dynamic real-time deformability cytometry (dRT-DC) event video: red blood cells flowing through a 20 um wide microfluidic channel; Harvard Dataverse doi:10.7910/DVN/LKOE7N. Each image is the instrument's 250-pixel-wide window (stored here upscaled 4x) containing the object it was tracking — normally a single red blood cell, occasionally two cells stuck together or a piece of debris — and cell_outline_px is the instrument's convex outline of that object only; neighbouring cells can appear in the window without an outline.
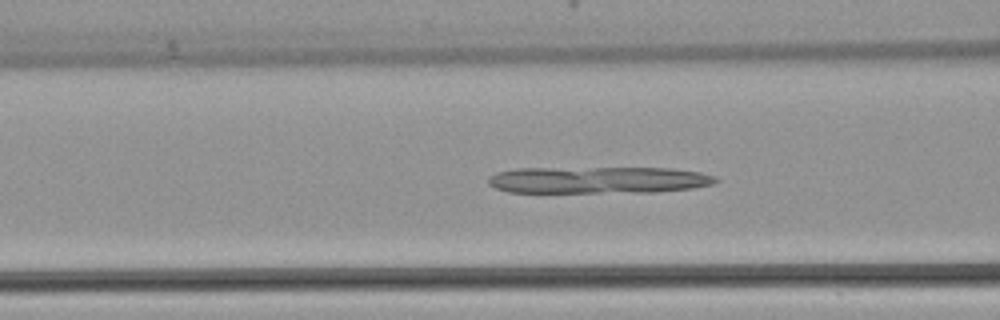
{"species": "common noctule bat (a hibernating species)", "species_latin": "Nyctalus noctula", "temperature_condition": "warm", "stored_images_in_passage": 44, "camera_frame_rate_fps": 3000, "um_per_image_px": 0.085, "animal": {"sex": "female", "body_mass_g": 22.7, "forearm_length_mm": 54.2}, "frame": {"image": 1, "passage_image": 16, "time_ms": 5.0, "image_size_px": [1000, 320], "cell_outline_px": [[720, 180], [712, 184], [692, 188], [656, 192], [508, 192], [496, 188], [488, 184], [488, 180], [496, 172], [516, 168], [668, 168], [700, 172], [716, 176]], "centroid_in_image_um": [50.87, 15.29], "position_along_channel_um": 115.7, "area_um2": 35.55}}
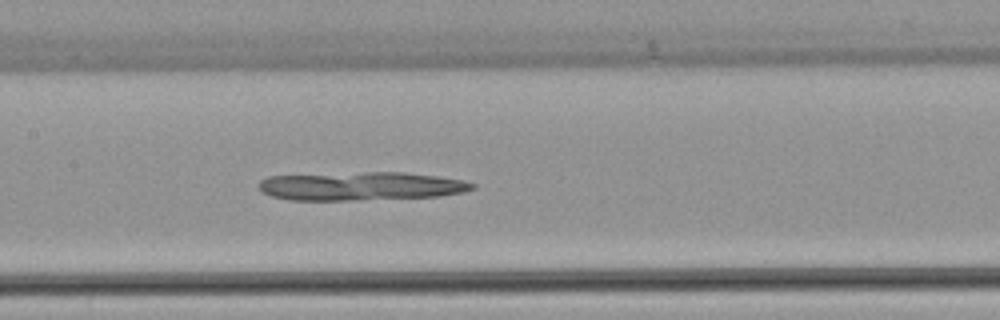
{"frame": {"image": 2, "passage_image": 20, "time_ms": 6.333, "image_size_px": [1000, 320], "cell_outline_px": [[476, 188], [464, 192], [440, 196], [352, 200], [288, 200], [272, 196], [260, 192], [256, 184], [260, 180], [268, 176], [368, 172], [404, 172], [436, 176], [464, 180], [476, 184]], "centroid_in_image_um": [30.66, 15.82], "position_along_channel_um": 176.7, "area_um2": 35.6}}
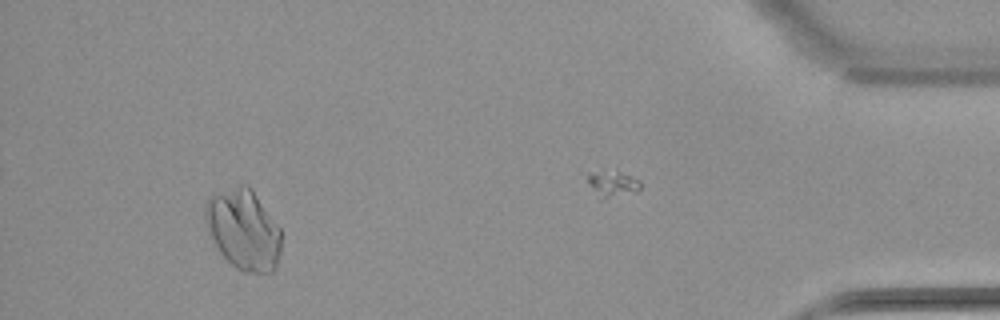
{"frame": {"image": 3, "passage_image": 40, "time_ms": 13.0, "image_size_px": [1000, 320], "cell_outline_px": [[280, 252], [276, 268], [272, 272], [244, 272], [236, 268], [220, 252], [208, 232], [204, 220], [204, 208], [208, 200], [212, 196], [240, 184], [248, 184], [252, 188], [280, 228]], "centroid_in_image_um": [20.7, 19.51], "position_along_channel_um": 414.5, "area_um2": 35.37}}